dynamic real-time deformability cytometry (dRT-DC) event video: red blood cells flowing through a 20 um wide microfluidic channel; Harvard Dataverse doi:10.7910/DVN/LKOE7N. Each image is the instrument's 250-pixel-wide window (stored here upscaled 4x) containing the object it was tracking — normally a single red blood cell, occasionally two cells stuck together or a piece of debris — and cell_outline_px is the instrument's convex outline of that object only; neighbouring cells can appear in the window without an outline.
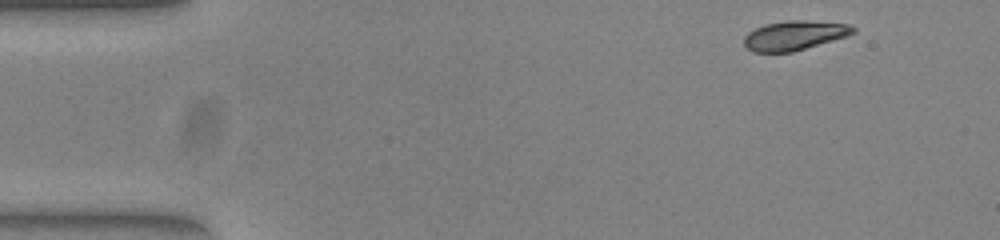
{"species": "common noctule bat (a hibernating species)", "species_latin": "Nyctalus noctula", "temperature_condition": "warm", "stored_images_in_passage": 48, "camera_frame_rate_fps": 3000, "um_per_image_px": 0.085, "animal": {"sex": "female", "body_mass_g": 23.0, "forearm_length_mm": 53.4}, "frame": {"image": 1, "passage_image": 1, "time_ms": 0.0, "image_size_px": [1000, 240], "cell_outline_px": [[856, 32], [848, 36], [792, 52], [752, 52], [744, 44], [744, 36], [748, 32], [764, 24], [788, 20], [808, 20], [848, 24], [856, 28]], "centroid_in_image_um": [67.54, 3.0], "position_along_channel_um": 17.5, "area_um2": 18.79}}
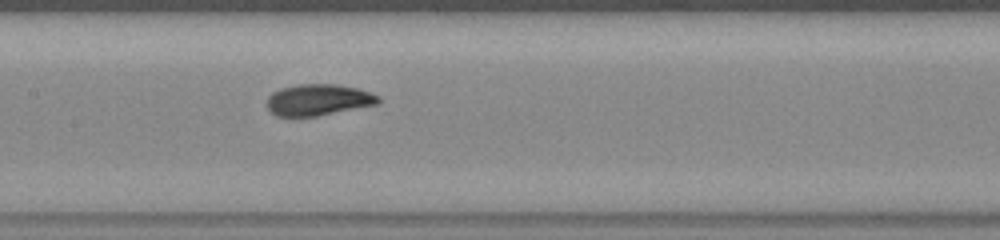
{"frame": {"image": 2, "passage_image": 21, "time_ms": 6.667, "image_size_px": [1000, 240], "cell_outline_px": [[380, 104], [316, 116], [276, 116], [268, 108], [268, 96], [272, 92], [280, 88], [296, 84], [336, 84], [356, 88], [380, 96]], "centroid_in_image_um": [27.07, 8.48], "position_along_channel_um": 180.3, "area_um2": 20.35}}
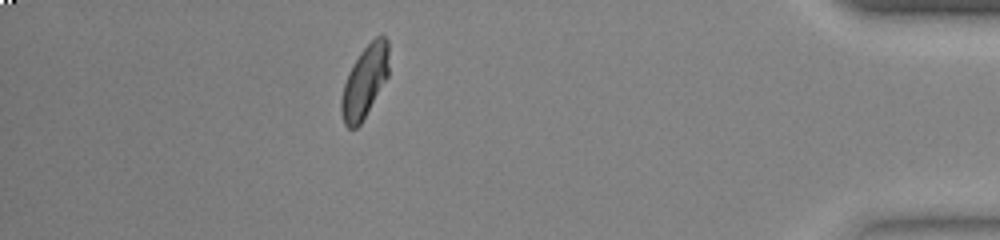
{"frame": {"image": 3, "passage_image": 42, "time_ms": 13.667, "image_size_px": [1000, 240], "cell_outline_px": [[388, 76], [360, 124], [356, 128], [348, 128], [344, 124], [340, 108], [340, 100], [344, 84], [348, 72], [352, 64], [360, 52], [376, 36], [384, 36], [388, 40]], "centroid_in_image_um": [30.98, 6.93], "position_along_channel_um": 404.2, "area_um2": 19.77}}